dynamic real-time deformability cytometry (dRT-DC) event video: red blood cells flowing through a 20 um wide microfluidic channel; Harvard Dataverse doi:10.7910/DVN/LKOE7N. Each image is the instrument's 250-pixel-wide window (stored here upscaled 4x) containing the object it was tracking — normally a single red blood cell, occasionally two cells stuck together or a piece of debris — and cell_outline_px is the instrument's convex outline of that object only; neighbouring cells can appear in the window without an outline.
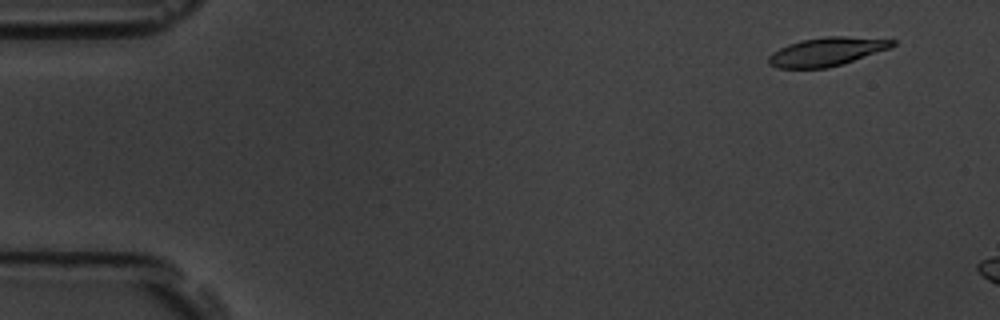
{"species": "common noctule bat (a hibernating species)", "species_latin": "Nyctalus noctula", "temperature_condition": "room temperature", "stored_images_in_passage": 10, "camera_frame_rate_fps": 3000, "um_per_image_px": 0.085, "animal": {"sex": "male", "body_mass_g": 19.5, "forearm_length_mm": 54.6}, "frame": {"image": 1, "passage_image": 4, "time_ms": 1.0, "image_size_px": [1000, 320], "cell_outline_px": [[896, 44], [888, 48], [844, 64], [828, 68], [776, 68], [768, 64], [768, 56], [772, 52], [788, 44], [800, 40], [824, 36], [844, 36], [896, 40]], "centroid_in_image_um": [70.22, 4.39], "position_along_channel_um": 14.8, "area_um2": 20.63}}